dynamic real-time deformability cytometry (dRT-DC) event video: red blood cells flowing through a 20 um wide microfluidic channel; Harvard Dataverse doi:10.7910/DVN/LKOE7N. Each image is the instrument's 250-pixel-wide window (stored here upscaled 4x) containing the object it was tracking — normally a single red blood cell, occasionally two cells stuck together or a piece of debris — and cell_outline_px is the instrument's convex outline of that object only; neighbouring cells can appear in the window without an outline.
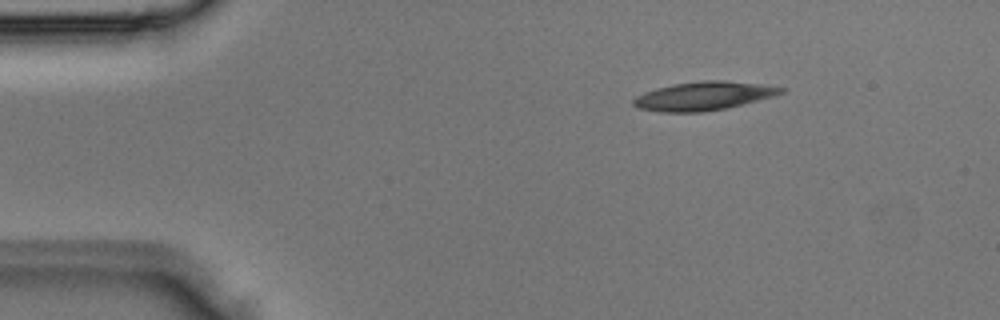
{"species": "Egyptian fruit bat (a non-hibernating species)", "species_latin": "Rousettus aegyptiacus", "temperature_condition": "room temperature", "stored_images_in_passage": 3, "segment_of_instrument_passage": [1, 2], "camera_frame_rate_fps": 3000, "um_per_image_px": 0.085, "animal": {"sex": "male"}, "frame": {"image": 1, "passage_image": 1, "time_ms": 0.0, "image_size_px": [1000, 320], "cell_outline_px": [[788, 88], [784, 92], [776, 96], [728, 108], [704, 112], [660, 112], [636, 108], [632, 104], [632, 100], [636, 96], [644, 92], [656, 88], [672, 84], [700, 80], [724, 80], [760, 84]], "centroid_in_image_um": [59.82, 8.16], "position_along_channel_um": 25.2, "area_um2": 25.03}}
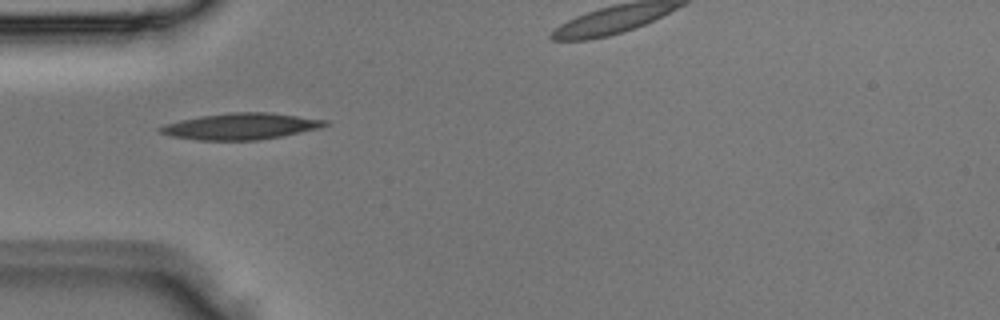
{"frame": {"image": 2, "passage_image": 2, "time_ms": 0.333, "image_size_px": [1000, 320], "cell_outline_px": [[332, 124], [320, 128], [280, 136], [256, 140], [196, 140], [172, 136], [160, 132], [156, 128], [164, 124], [180, 120], [200, 116], [232, 112], [268, 112], [328, 120]], "centroid_in_image_um": [20.47, 10.73], "position_along_channel_um": 64.5, "area_um2": 25.26}}